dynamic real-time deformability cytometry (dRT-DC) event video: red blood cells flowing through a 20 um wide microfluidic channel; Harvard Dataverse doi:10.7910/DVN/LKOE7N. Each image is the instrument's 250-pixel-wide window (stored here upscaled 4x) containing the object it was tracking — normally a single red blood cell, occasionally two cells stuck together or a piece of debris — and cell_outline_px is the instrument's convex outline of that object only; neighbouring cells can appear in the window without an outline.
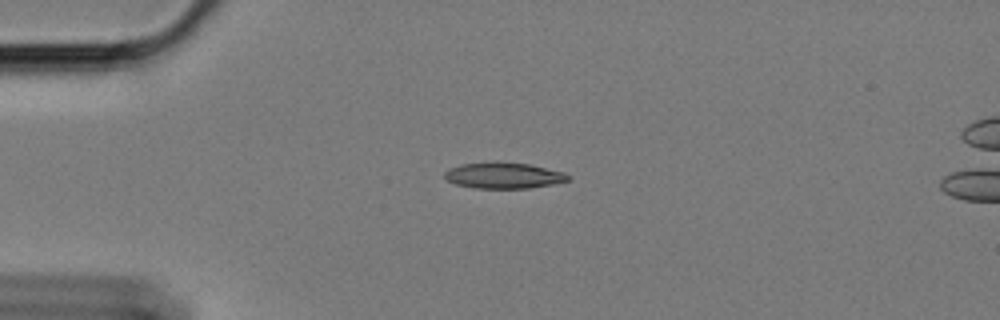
{"species": "Egyptian fruit bat (a non-hibernating species)", "species_latin": "Rousettus aegyptiacus", "temperature_condition": "cold", "stored_images_in_passage": 45, "camera_frame_rate_fps": 3000, "um_per_image_px": 0.085, "animal": {"sex": "female"}, "frame": {"image": 1, "passage_image": 1, "time_ms": 0.0, "image_size_px": [1000, 320], "cell_outline_px": [[568, 180], [552, 184], [528, 188], [476, 188], [456, 184], [448, 180], [444, 176], [444, 172], [448, 168], [460, 164], [492, 160], [528, 164], [564, 172], [568, 176]], "centroid_in_image_um": [42.74, 14.89], "position_along_channel_um": 42.3, "area_um2": 18.84}}
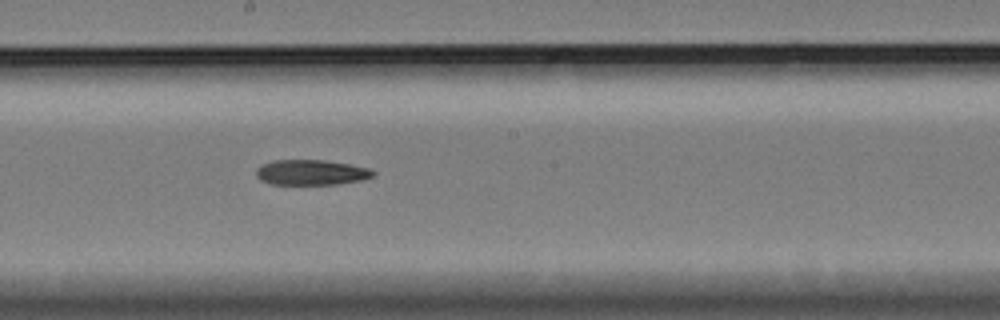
{"frame": {"image": 2, "passage_image": 19, "time_ms": 6.0, "image_size_px": [1000, 320], "cell_outline_px": [[376, 172], [372, 176], [360, 180], [336, 184], [272, 184], [260, 180], [256, 176], [256, 168], [260, 164], [272, 160], [324, 160], [352, 164], [368, 168]], "centroid_in_image_um": [26.41, 14.64], "position_along_channel_um": 221.8, "area_um2": 17.28}}
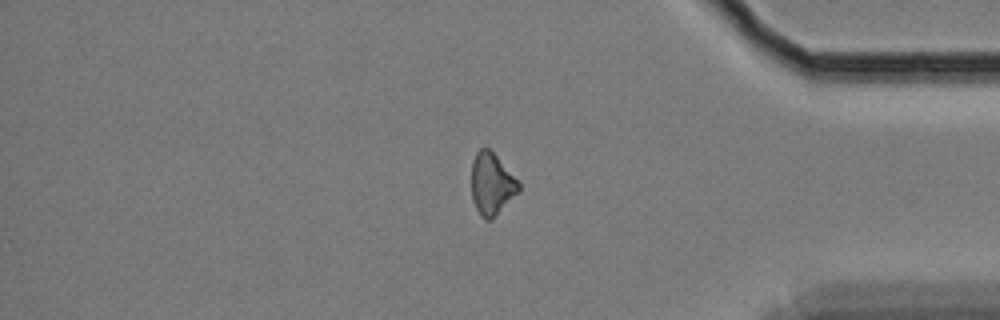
{"frame": {"image": 3, "passage_image": 36, "time_ms": 11.667, "image_size_px": [1000, 320], "cell_outline_px": [[520, 192], [492, 220], [488, 220], [480, 216], [472, 200], [472, 160], [476, 152], [480, 148], [488, 148], [520, 180]], "centroid_in_image_um": [41.82, 15.66], "position_along_channel_um": 393.4, "area_um2": 17.34}}